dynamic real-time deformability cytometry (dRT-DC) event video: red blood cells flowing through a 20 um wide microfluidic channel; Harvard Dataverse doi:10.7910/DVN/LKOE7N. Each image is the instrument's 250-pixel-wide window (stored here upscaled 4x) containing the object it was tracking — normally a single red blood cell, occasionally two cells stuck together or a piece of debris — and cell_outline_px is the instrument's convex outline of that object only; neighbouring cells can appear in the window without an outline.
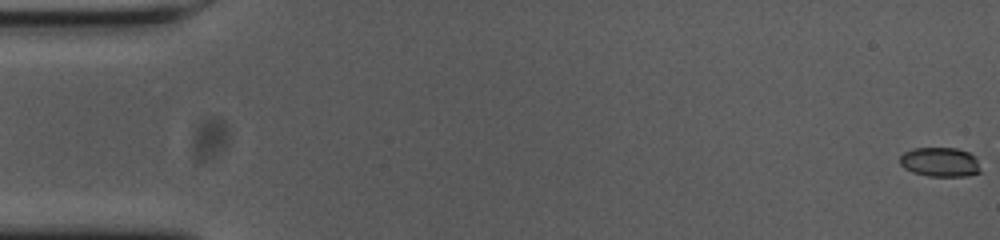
{"species": "common noctule bat (a hibernating species)", "species_latin": "Nyctalus noctula", "temperature_condition": "cold", "stored_images_in_passage": 43, "camera_frame_rate_fps": 3000, "um_per_image_px": 0.085, "animal": {"sex": "female", "body_mass_g": 23.0, "forearm_length_mm": 53.4}, "frame": {"image": 1, "passage_image": 1, "time_ms": 0.0, "image_size_px": [1000, 240], "cell_outline_px": [[980, 172], [968, 176], [928, 176], [912, 172], [904, 168], [900, 164], [900, 156], [904, 152], [912, 148], [956, 148], [968, 152], [976, 156]], "centroid_in_image_um": [79.89, 13.77], "position_along_channel_um": 5.1, "area_um2": 13.87}, "authors_computed_cell_mechanics": {"area_um2": 19.1318, "velocity_mm_per_s": 3.5726, "shape_relaxation_time_tau1_ms": null, "shape_relaxation_time_tau2_ms": 4.0462, "deformation_change_tau1": null, "deformation_change_tau2": 0.0845}}